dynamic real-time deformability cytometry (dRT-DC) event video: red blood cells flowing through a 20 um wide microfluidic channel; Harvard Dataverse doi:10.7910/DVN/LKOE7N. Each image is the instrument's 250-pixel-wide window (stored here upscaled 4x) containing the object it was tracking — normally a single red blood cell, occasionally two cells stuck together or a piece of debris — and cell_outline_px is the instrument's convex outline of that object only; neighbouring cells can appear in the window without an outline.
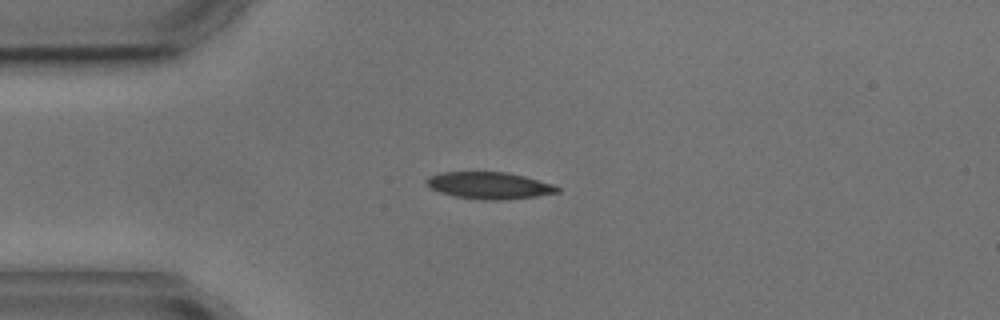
{"species": "common noctule bat (a hibernating species)", "species_latin": "Nyctalus noctula", "temperature_condition": "cold", "stored_images_in_passage": 7, "camera_frame_rate_fps": 3000, "um_per_image_px": 0.085, "animal": {"sex": "male", "body_mass_g": 17.9, "forearm_length_mm": 54.2}, "frame": {"image": 1, "passage_image": 3, "time_ms": 2.333, "image_size_px": [1000, 320], "cell_outline_px": [[560, 192], [536, 196], [500, 200], [484, 200], [456, 196], [440, 192], [432, 188], [424, 180], [428, 176], [444, 172], [504, 172], [524, 176], [552, 184], [560, 188]], "centroid_in_image_um": [41.59, 15.76], "position_along_channel_um": 43.4, "area_um2": 20.23}}
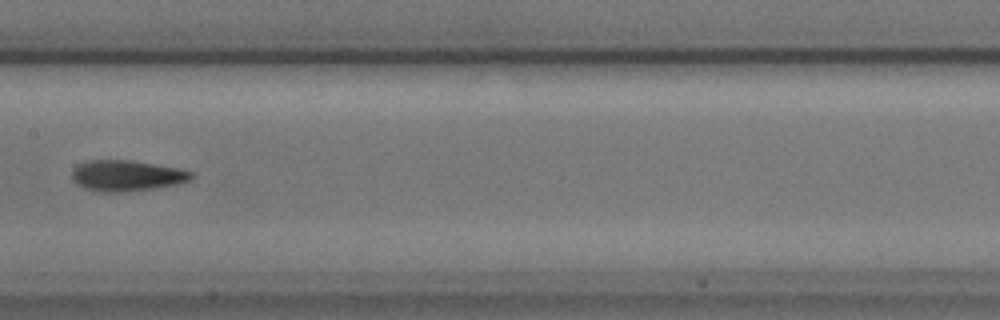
{"frame": {"image": 2, "passage_image": 7, "time_ms": 7.0, "image_size_px": [1000, 320], "cell_outline_px": [[192, 176], [188, 180], [172, 184], [152, 188], [124, 192], [104, 192], [84, 188], [76, 184], [72, 180], [72, 172], [76, 164], [88, 160], [132, 160], [176, 168], [192, 172]], "centroid_in_image_um": [10.66, 14.92], "position_along_channel_um": 196.7, "area_um2": 21.15}}